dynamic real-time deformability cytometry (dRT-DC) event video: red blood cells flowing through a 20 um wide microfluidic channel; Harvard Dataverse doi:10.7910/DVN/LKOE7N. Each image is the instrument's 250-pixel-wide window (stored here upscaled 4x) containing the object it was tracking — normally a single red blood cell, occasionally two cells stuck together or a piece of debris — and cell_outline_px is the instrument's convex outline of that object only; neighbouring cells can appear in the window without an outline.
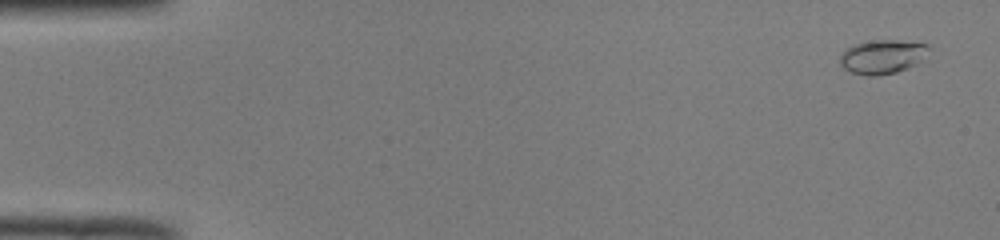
{"species": "common noctule bat (a hibernating species)", "species_latin": "Nyctalus noctula", "temperature_condition": "room temperature", "stored_images_in_passage": 51, "camera_frame_rate_fps": 3000, "um_per_image_px": 0.085, "animal": {"sex": "male", "body_mass_g": 19.0, "forearm_length_mm": 50.8}, "frame": {"image": 1, "passage_image": 2, "time_ms": 0.333, "image_size_px": [1000, 240], "cell_outline_px": [[932, 48], [908, 68], [896, 72], [876, 76], [868, 76], [852, 72], [844, 68], [840, 64], [840, 56], [844, 48], [852, 44], [880, 40], [896, 40], [928, 44]], "centroid_in_image_um": [74.95, 4.81], "position_along_channel_um": 10.0, "area_um2": 17.4}}
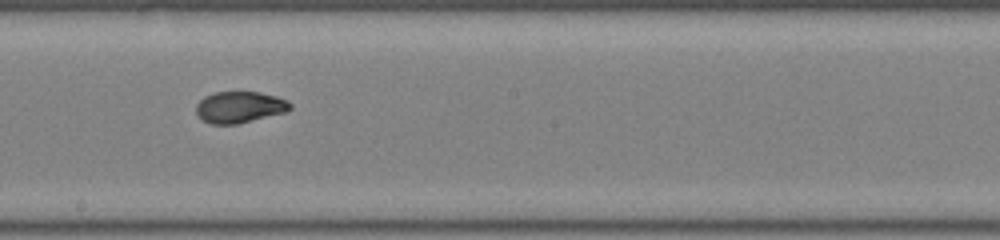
{"frame": {"image": 2, "passage_image": 29, "time_ms": 9.333, "image_size_px": [1000, 240], "cell_outline_px": [[292, 108], [288, 112], [236, 124], [212, 124], [204, 120], [196, 112], [196, 104], [204, 96], [216, 92], [260, 92], [276, 96], [288, 100], [292, 104]], "centroid_in_image_um": [20.41, 9.1], "position_along_channel_um": 227.8, "area_um2": 17.28}}
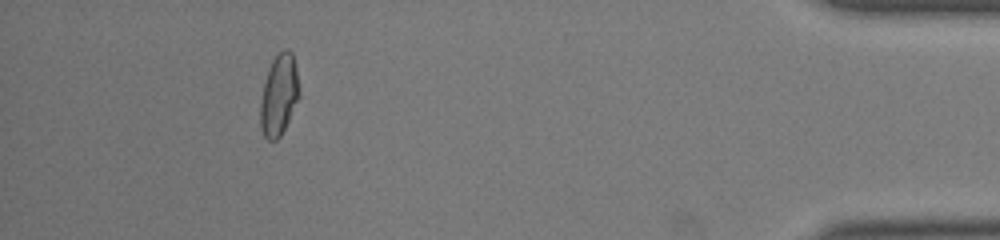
{"frame": {"image": 3, "passage_image": 47, "time_ms": 15.333, "image_size_px": [1000, 240], "cell_outline_px": [[300, 96], [280, 136], [276, 140], [268, 140], [264, 136], [260, 128], [260, 100], [268, 68], [272, 60], [284, 48], [288, 48], [292, 52], [296, 68], [300, 92]], "centroid_in_image_um": [23.71, 8.06], "position_along_channel_um": 411.5, "area_um2": 18.38}, "authors_computed_cell_mechanics": {"area_um2": 17.34, "velocity_mm_per_s": 3.9979, "shape_relaxation_time_tau1_ms": null, "shape_relaxation_time_tau2_ms": 0.8914, "deformation_change_tau1": null, "deformation_change_tau2": 0.0433}}